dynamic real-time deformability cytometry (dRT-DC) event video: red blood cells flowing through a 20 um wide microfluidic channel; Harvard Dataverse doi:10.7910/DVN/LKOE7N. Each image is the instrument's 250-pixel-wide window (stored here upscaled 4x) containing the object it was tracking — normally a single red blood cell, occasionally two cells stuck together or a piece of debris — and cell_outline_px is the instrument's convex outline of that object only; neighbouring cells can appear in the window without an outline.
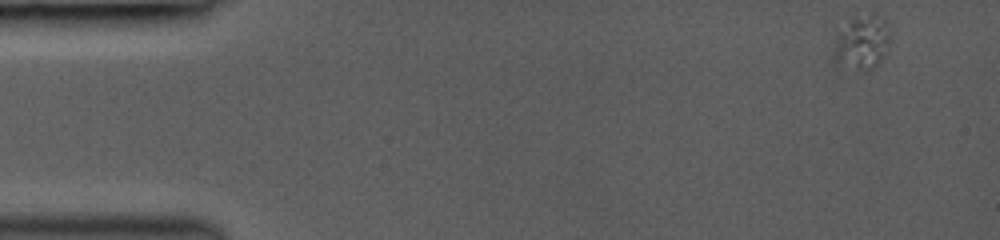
{"species": "common noctule bat (a hibernating species)", "species_latin": "Nyctalus noctula", "temperature_condition": "room temperature", "stored_images_in_passage": 10, "camera_frame_rate_fps": 3000, "um_per_image_px": 0.085, "animal": {"sex": "female", "body_mass_g": 19.0, "forearm_length_mm": 53.3}, "frame": {"image": 1, "passage_image": 1, "time_ms": 0.0, "image_size_px": [1000, 240], "cell_outline_px": [[888, 48], [884, 56], [872, 68], [864, 72], [836, 64], [832, 60], [832, 56], [836, 36], [852, 20], [872, 12], [884, 16], [888, 24]], "centroid_in_image_um": [73.27, 3.63], "position_along_channel_um": 11.7, "area_um2": 17.8}}
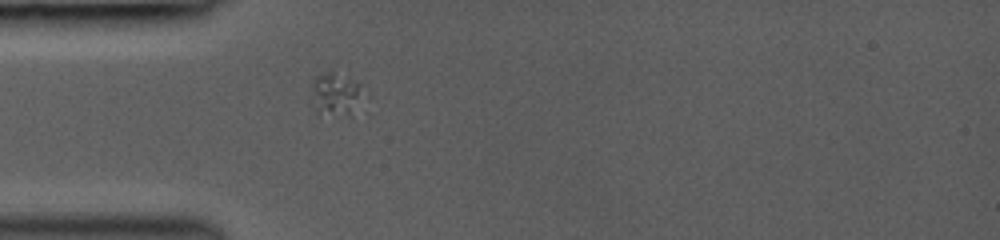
{"frame": {"image": 2, "passage_image": 6, "time_ms": 4.667, "image_size_px": [1000, 240], "cell_outline_px": [[360, 84], [352, 116], [320, 116], [316, 112], [312, 84], [312, 80], [316, 76], [332, 68]], "centroid_in_image_um": [28.44, 7.99], "position_along_channel_um": 56.6, "area_um2": 12.77}}
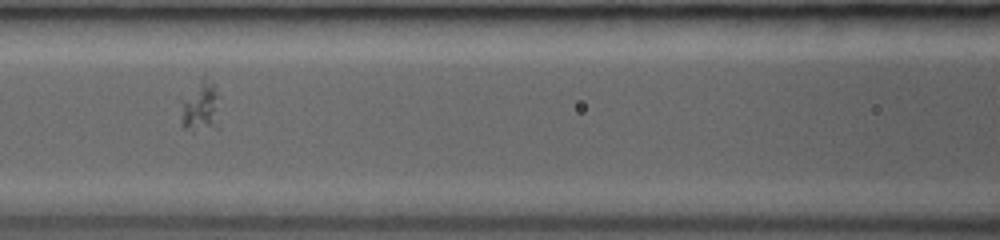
{"frame": {"image": 3, "passage_image": 9, "time_ms": 7.333, "image_size_px": [1000, 240], "cell_outline_px": [[220, 96], [216, 128], [192, 132], [184, 128], [180, 124], [176, 96], [204, 72], [216, 84]], "centroid_in_image_um": [16.92, 8.91], "position_along_channel_um": 149.7, "area_um2": 13.76}}